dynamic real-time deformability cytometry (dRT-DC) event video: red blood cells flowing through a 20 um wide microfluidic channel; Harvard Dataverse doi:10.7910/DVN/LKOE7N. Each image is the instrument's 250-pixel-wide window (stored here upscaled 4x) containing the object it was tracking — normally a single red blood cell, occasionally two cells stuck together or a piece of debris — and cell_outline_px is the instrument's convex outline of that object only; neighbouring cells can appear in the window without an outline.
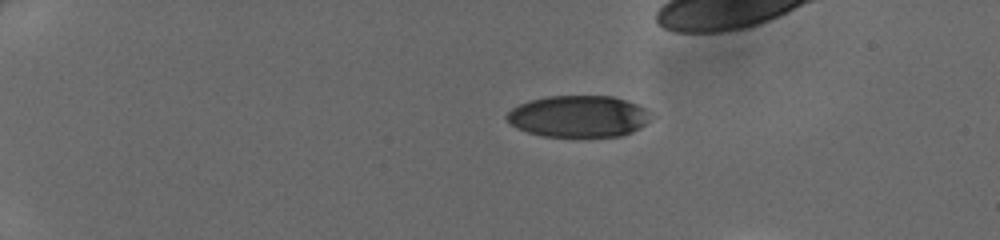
{"species": "human", "species_latin": "Homo sapiens", "temperature_condition": "cold", "stored_images_in_passage": 35, "camera_frame_rate_fps": 3000, "um_per_image_px": 0.085, "donor": {"sex": "female"}, "frame": {"image": 1, "passage_image": 1, "time_ms": 0.0, "image_size_px": [1000, 240], "cell_outline_px": [[648, 120], [640, 128], [632, 132], [620, 136], [544, 136], [528, 132], [516, 128], [504, 116], [512, 108], [528, 100], [548, 96], [612, 96], [636, 104], [644, 108]], "centroid_in_image_um": [49.11, 9.88], "position_along_channel_um": 35.9, "area_um2": 34.51}}
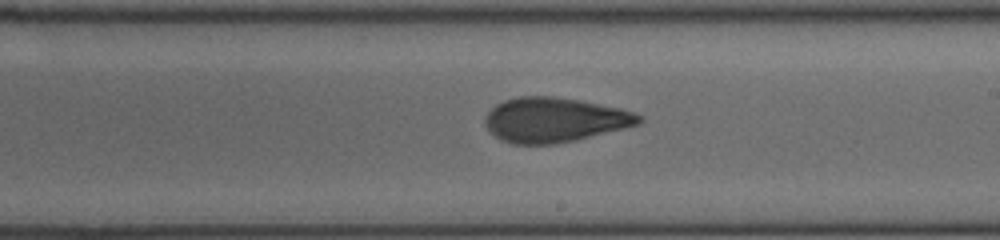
{"frame": {"image": 2, "passage_image": 21, "time_ms": 6.667, "image_size_px": [1000, 240], "cell_outline_px": [[644, 120], [640, 124], [576, 140], [556, 144], [512, 144], [500, 140], [488, 128], [484, 120], [488, 112], [496, 104], [504, 100], [520, 96], [552, 96], [580, 100], [620, 108], [636, 112], [644, 116]], "centroid_in_image_um": [47.17, 10.18], "position_along_channel_um": 241.8, "area_um2": 40.17}}
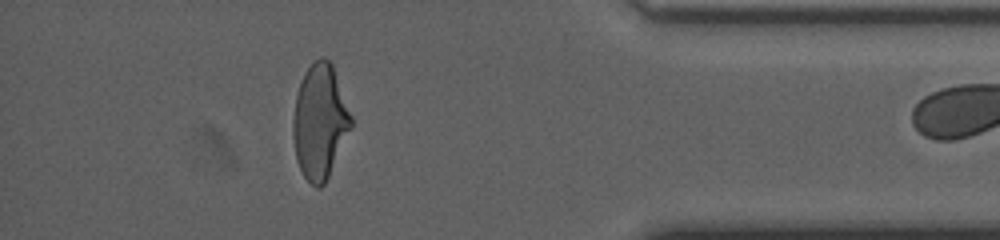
{"frame": {"image": 3, "passage_image": 34, "time_ms": 11.0, "image_size_px": [1000, 240], "cell_outline_px": [[352, 128], [324, 184], [320, 188], [316, 188], [304, 176], [296, 160], [292, 136], [292, 120], [296, 96], [300, 84], [308, 68], [320, 56], [324, 56], [332, 64], [352, 116]], "centroid_in_image_um": [27.18, 10.35], "position_along_channel_um": 408.0, "area_um2": 38.55}}